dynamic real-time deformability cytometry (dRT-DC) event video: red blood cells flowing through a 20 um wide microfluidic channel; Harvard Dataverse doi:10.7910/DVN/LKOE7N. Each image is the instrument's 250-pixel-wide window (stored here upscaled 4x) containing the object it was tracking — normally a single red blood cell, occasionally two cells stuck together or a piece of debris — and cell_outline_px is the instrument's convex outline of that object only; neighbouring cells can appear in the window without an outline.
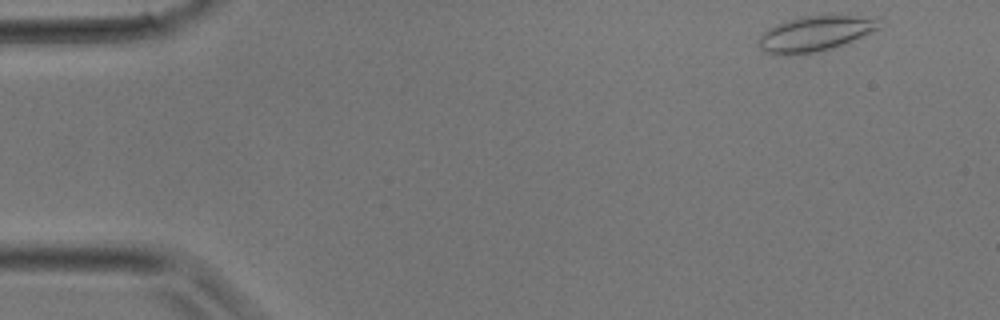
{"species": "common noctule bat (a hibernating species)", "species_latin": "Nyctalus noctula", "temperature_condition": "room temperature", "stored_images_in_passage": 33, "camera_frame_rate_fps": 3000, "um_per_image_px": 0.085, "animal": {"sex": "male", "body_mass_g": 17.9}, "frame": {"image": 1, "passage_image": 1, "time_ms": 0.0, "image_size_px": [1000, 320], "cell_outline_px": [[880, 28], [872, 32], [844, 44], [832, 48], [816, 52], [792, 56], [784, 56], [764, 52], [760, 48], [760, 36], [768, 28], [776, 24], [788, 20], [804, 16], [856, 16], [872, 20]], "centroid_in_image_um": [69.17, 2.9], "position_along_channel_um": 15.8, "area_um2": 24.22}}
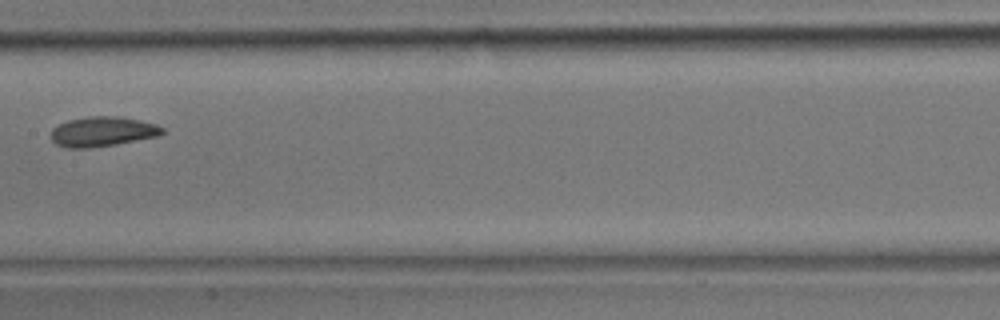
{"frame": {"image": 2, "passage_image": 16, "time_ms": 5.0, "image_size_px": [1000, 320], "cell_outline_px": [[164, 132], [156, 136], [116, 144], [88, 148], [64, 148], [56, 144], [52, 140], [52, 128], [68, 120], [92, 116], [120, 116], [140, 120], [156, 124], [164, 128]], "centroid_in_image_um": [8.7, 11.18], "position_along_channel_um": 198.7, "area_um2": 19.25}}
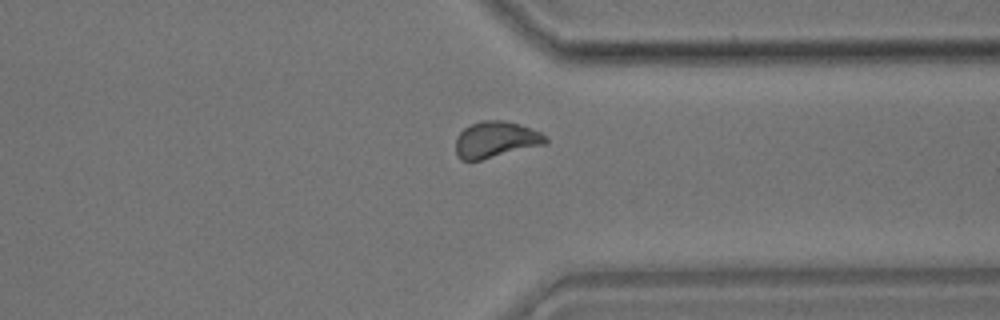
{"frame": {"image": 3, "passage_image": 25, "time_ms": 8.0, "image_size_px": [1000, 320], "cell_outline_px": [[548, 144], [480, 160], [460, 160], [456, 156], [456, 136], [464, 128], [480, 120], [500, 120], [520, 124], [532, 128], [540, 132], [548, 140]], "centroid_in_image_um": [42.14, 11.87], "position_along_channel_um": 369.3, "area_um2": 19.13}}